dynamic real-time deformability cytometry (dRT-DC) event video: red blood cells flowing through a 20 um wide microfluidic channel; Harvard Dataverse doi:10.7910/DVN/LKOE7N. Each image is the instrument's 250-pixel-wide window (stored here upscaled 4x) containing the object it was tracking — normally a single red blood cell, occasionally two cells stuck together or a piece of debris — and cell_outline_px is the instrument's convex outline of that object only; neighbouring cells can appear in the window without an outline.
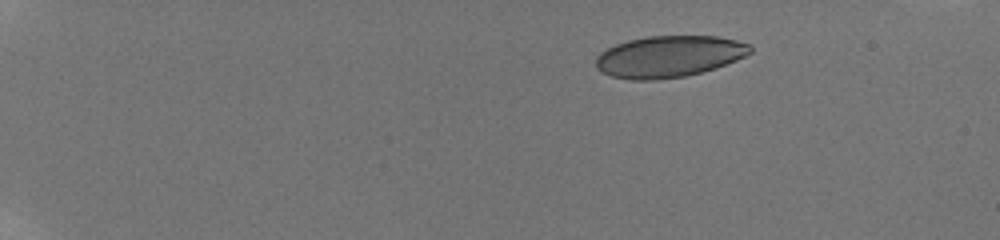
{"species": "human", "species_latin": "Homo sapiens", "temperature_condition": "room temperature", "stored_images_in_passage": 47, "camera_frame_rate_fps": 3000, "um_per_image_px": 0.085, "donor": {"sex": "male"}, "frame": {"image": 1, "passage_image": 1, "time_ms": 0.0, "image_size_px": [1000, 240], "cell_outline_px": [[752, 52], [736, 60], [716, 68], [684, 76], [656, 80], [632, 80], [612, 76], [596, 68], [596, 56], [600, 52], [616, 44], [628, 40], [648, 36], [716, 36], [736, 40], [748, 44], [752, 48]], "centroid_in_image_um": [56.85, 4.8], "position_along_channel_um": 28.1, "area_um2": 37.22}}
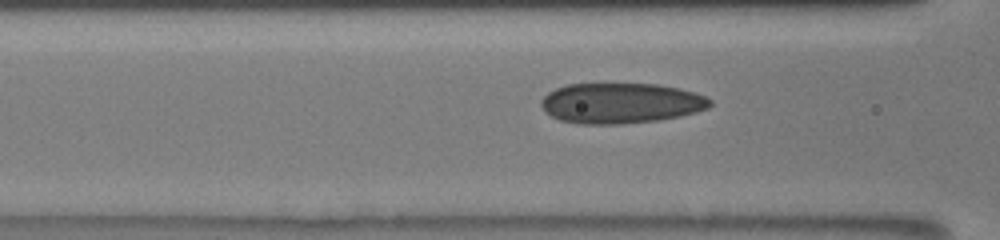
{"frame": {"image": 2, "passage_image": 18, "time_ms": 5.667, "image_size_px": [1000, 240], "cell_outline_px": [[712, 104], [708, 108], [696, 112], [680, 116], [660, 120], [620, 124], [576, 124], [560, 120], [552, 116], [540, 104], [540, 100], [548, 92], [556, 88], [568, 84], [660, 84], [680, 88], [704, 96], [712, 100]], "centroid_in_image_um": [52.78, 8.77], "position_along_channel_um": 113.8, "area_um2": 39.88}}
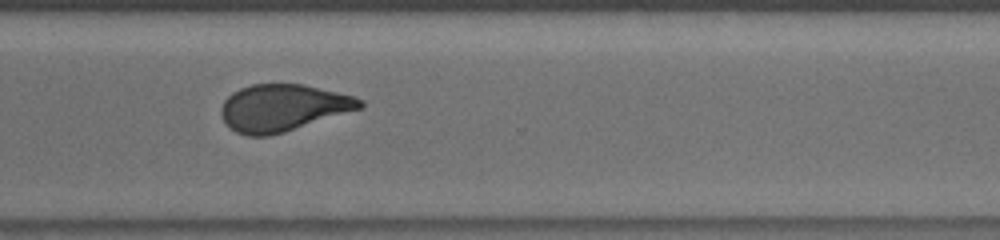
{"frame": {"image": 3, "passage_image": 36, "time_ms": 11.667, "image_size_px": [1000, 240], "cell_outline_px": [[364, 104], [360, 108], [284, 132], [268, 136], [248, 136], [236, 132], [228, 128], [224, 124], [220, 112], [220, 108], [224, 100], [232, 92], [240, 88], [252, 84], [304, 84], [356, 96], [364, 100]], "centroid_in_image_um": [24.0, 9.16], "position_along_channel_um": 346.6, "area_um2": 38.03}, "authors_computed_cell_mechanics": {"area_um2": 38.4948, "velocity_mm_per_s": 3.8812, "shape_relaxation_time_tau1_ms": 7.9124, "shape_relaxation_time_tau2_ms": 1.4722, "deformation_change_tau1": 0.1872, "deformation_change_tau2": 0.0737}}